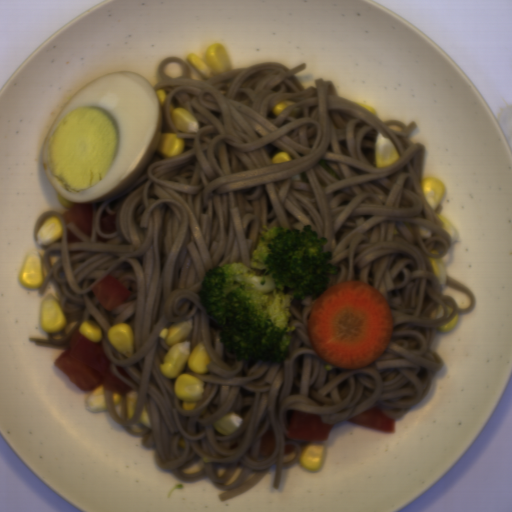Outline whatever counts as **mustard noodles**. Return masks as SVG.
<instances>
[{"mask_svg": "<svg viewBox=\"0 0 512 512\" xmlns=\"http://www.w3.org/2000/svg\"><path fill=\"white\" fill-rule=\"evenodd\" d=\"M306 68L305 62L289 68L266 61L198 80L185 57H164L152 87L165 90L161 133L183 138L182 153L164 157L156 148L137 179L92 202L90 235L52 209L33 225L36 245L49 216L64 226L60 239L37 245L44 250V280L36 290L43 297L53 282L66 327L28 341L67 350L80 324L93 321L113 376L137 395L129 418L127 394L115 406L114 392L103 386L104 411L141 437L160 470L183 483L208 478L224 491L217 494L222 503L255 487L273 465L278 491L283 470L300 463L309 441L287 438L294 410L329 425L374 407L402 419L428 396L443 368L430 348L436 331L477 304L459 280L446 275L443 287L430 261L446 256L453 242L437 216L442 202L434 210L423 192L426 146L409 139L417 122L383 121L339 96L330 79L305 87L296 75ZM282 100L297 104L278 116L271 109ZM170 103L196 117L198 134L175 128ZM377 131L400 155L384 168L374 165ZM278 151H288L292 161L273 164ZM264 224L300 231L311 225L329 240L324 251H333L330 263L340 270L329 285L367 282L384 294L394 330L378 360L351 370L320 359L306 330L310 296L289 305L288 325L296 330L287 360L239 362L227 353L196 292L213 266L242 261L250 267ZM418 225L431 230V238H421ZM109 273L132 293L111 312L90 287ZM437 304L445 314L435 319ZM445 305L454 309L448 317ZM192 318L194 328L182 341H191L192 351L204 340L211 363L205 375L185 365L182 373L206 384L196 410L184 411L174 379L159 371L170 347L157 335ZM124 322L134 331L129 358L107 341V330ZM144 404L151 429L140 422ZM232 411L244 421L223 436L214 424Z\"/></svg>", "mask_w": 512, "mask_h": 512, "instance_id": "0af2e427", "label": "mustard noodles"}]
</instances>
